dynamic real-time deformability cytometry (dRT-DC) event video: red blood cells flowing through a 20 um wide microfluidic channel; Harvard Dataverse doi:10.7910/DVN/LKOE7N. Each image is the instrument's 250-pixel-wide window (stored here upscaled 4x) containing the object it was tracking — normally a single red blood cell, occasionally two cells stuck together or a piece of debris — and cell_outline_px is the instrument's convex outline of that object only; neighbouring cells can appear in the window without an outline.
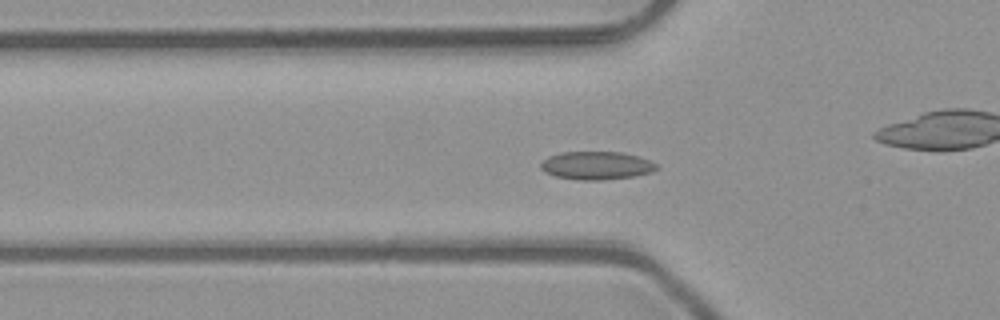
{"species": "common noctule bat (a hibernating species)", "species_latin": "Nyctalus noctula", "temperature_condition": "room temperature", "stored_images_in_passage": 49, "camera_frame_rate_fps": 3000, "um_per_image_px": 0.085, "animal": {"sex": "male", "body_mass_g": 23.1, "forearm_length_mm": 52.7}, "frame": {"image": 1, "passage_image": 14, "time_ms": 4.333, "image_size_px": [1000, 320], "cell_outline_px": [[660, 168], [652, 172], [636, 176], [600, 180], [580, 180], [556, 176], [544, 172], [540, 168], [540, 164], [548, 156], [560, 152], [620, 152], [636, 156], [660, 164]], "centroid_in_image_um": [50.72, 14.07], "position_along_channel_um": 75.1, "area_um2": 19.07}}
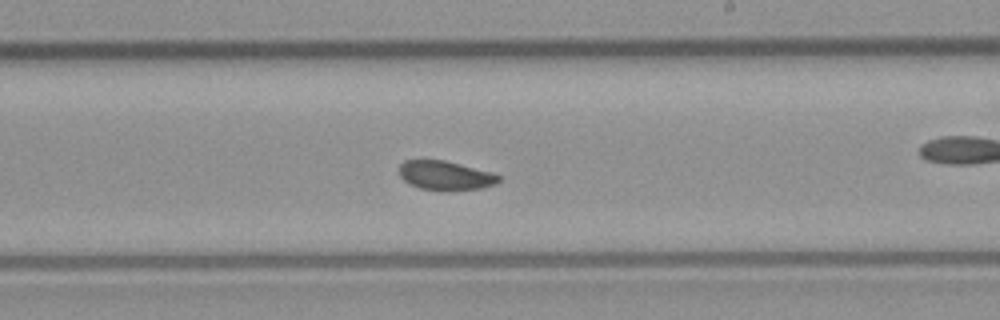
{"frame": {"image": 2, "passage_image": 27, "time_ms": 8.667, "image_size_px": [1000, 320], "cell_outline_px": [[500, 180], [496, 184], [484, 188], [420, 188], [408, 184], [400, 176], [400, 164], [404, 160], [444, 160], [460, 164], [488, 172], [500, 176]], "centroid_in_image_um": [37.82, 14.88], "position_along_channel_um": 251.2, "area_um2": 16.13}}
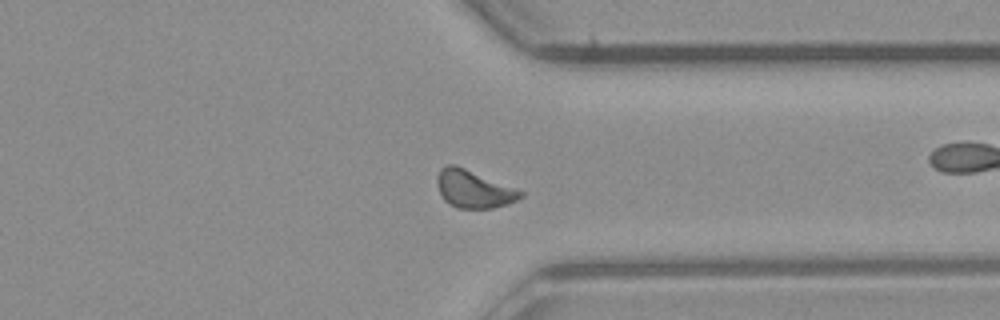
{"frame": {"image": 3, "passage_image": 36, "time_ms": 11.667, "image_size_px": [1000, 320], "cell_outline_px": [[524, 196], [508, 204], [492, 208], [456, 208], [448, 204], [444, 200], [436, 184], [436, 176], [440, 168], [448, 164], [456, 164], [524, 192]], "centroid_in_image_um": [40.22, 16.06], "position_along_channel_um": 371.2, "area_um2": 18.38}, "authors_computed_cell_mechanics": {"area_um2": 17.6868, "velocity_mm_per_s": 4.0445, "shape_relaxation_time_tau1_ms": 3.4799, "shape_relaxation_time_tau2_ms": 2.3253, "deformation_change_tau1": 0.0626, "deformation_change_tau2": 0.058}}